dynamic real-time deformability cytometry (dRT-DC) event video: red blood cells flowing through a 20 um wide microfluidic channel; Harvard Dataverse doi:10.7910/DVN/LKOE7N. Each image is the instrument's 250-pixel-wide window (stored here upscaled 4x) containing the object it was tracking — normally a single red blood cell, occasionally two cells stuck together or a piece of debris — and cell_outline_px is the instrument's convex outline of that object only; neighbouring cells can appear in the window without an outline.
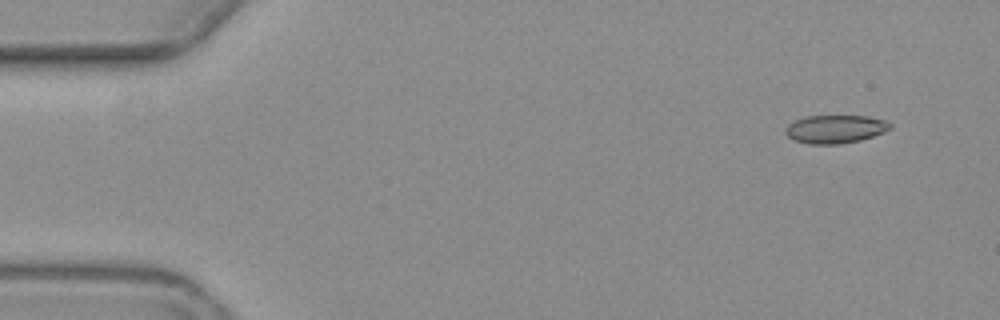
{"species": "common noctule bat (a hibernating species)", "species_latin": "Nyctalus noctula", "temperature_condition": "warm", "stored_images_in_passage": 6, "camera_frame_rate_fps": 3000, "um_per_image_px": 0.085, "animal": {"sex": "female", "body_mass_g": 19.3, "forearm_length_mm": 54.1}, "frame": {"image": 1, "passage_image": 6, "time_ms": 6.667, "image_size_px": [1000, 320], "cell_outline_px": [[892, 128], [884, 132], [860, 140], [840, 144], [808, 144], [796, 140], [788, 136], [784, 132], [784, 128], [788, 124], [804, 116], [868, 116], [888, 120], [892, 124]], "centroid_in_image_um": [71.02, 10.96], "position_along_channel_um": 14.0, "area_um2": 17.34}}